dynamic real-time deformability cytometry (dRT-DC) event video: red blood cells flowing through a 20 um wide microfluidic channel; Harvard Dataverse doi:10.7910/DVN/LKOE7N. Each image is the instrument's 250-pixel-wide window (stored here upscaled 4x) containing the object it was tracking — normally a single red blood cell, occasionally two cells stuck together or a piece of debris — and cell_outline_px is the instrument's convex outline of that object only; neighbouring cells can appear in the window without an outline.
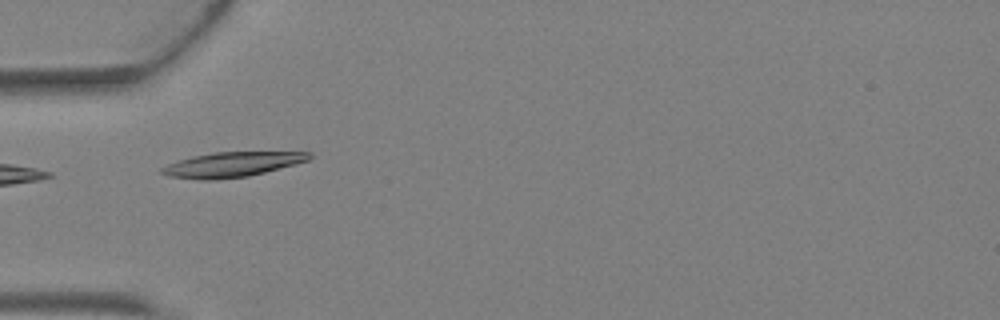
{"species": "Egyptian fruit bat (a non-hibernating species)", "species_latin": "Rousettus aegyptiacus", "temperature_condition": "warm", "stored_images_in_passage": 5, "camera_frame_rate_fps": 3000, "um_per_image_px": 0.085, "animal": {"sex": "female"}, "frame": {"image": 1, "passage_image": 4, "time_ms": 1.0, "image_size_px": [1000, 320], "cell_outline_px": [[312, 160], [248, 176], [212, 180], [200, 180], [168, 176], [160, 172], [160, 168], [168, 164], [192, 156], [216, 152], [312, 152]], "centroid_in_image_um": [19.74, 13.98], "position_along_channel_um": 65.3, "area_um2": 21.33}}
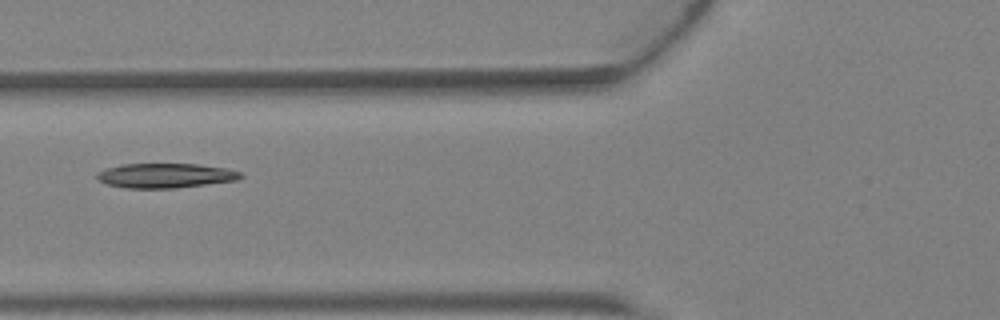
{"frame": {"image": 2, "passage_image": 5, "time_ms": 1.333, "image_size_px": [1000, 320], "cell_outline_px": [[244, 176], [236, 180], [176, 188], [124, 188], [108, 184], [100, 180], [96, 176], [96, 172], [108, 168], [124, 164], [196, 164], [224, 168], [240, 172]], "centroid_in_image_um": [14.04, 14.93], "position_along_channel_um": 111.8, "area_um2": 20.35}}